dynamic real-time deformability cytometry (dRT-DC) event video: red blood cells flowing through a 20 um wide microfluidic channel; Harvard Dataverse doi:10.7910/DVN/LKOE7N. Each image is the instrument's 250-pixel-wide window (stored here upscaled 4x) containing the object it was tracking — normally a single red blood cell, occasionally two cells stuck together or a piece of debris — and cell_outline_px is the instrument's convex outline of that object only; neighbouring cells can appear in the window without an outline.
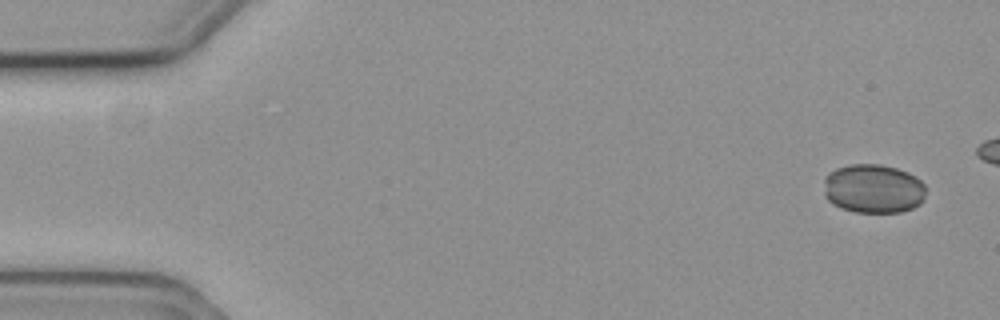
{"species": "common noctule bat (a hibernating species)", "species_latin": "Nyctalus noctula", "temperature_condition": "cold", "stored_images_in_passage": 6, "camera_frame_rate_fps": 3000, "um_per_image_px": 0.085, "animal": {"sex": "female", "body_mass_g": 19.3, "forearm_length_mm": 54.1}, "frame": {"image": 1, "passage_image": 1, "time_ms": 0.0, "image_size_px": [1000, 320], "cell_outline_px": [[924, 200], [920, 204], [912, 208], [900, 212], [856, 212], [840, 208], [832, 204], [824, 196], [824, 180], [828, 172], [836, 168], [852, 164], [880, 164], [896, 168], [908, 172], [916, 176], [924, 184]], "centroid_in_image_um": [74.21, 16.03], "position_along_channel_um": 10.8, "area_um2": 29.42}}